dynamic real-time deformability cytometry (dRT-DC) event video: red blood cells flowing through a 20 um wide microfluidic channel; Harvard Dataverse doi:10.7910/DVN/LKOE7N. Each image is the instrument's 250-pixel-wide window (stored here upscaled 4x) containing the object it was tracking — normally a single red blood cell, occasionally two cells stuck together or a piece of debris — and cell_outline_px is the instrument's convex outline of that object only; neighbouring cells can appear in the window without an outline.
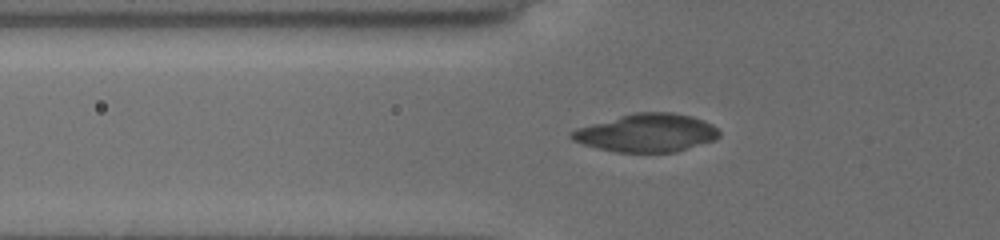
{"species": "common noctule bat (a hibernating species)", "species_latin": "Nyctalus noctula", "temperature_condition": "cold", "stored_images_in_passage": 35, "camera_frame_rate_fps": 3000, "um_per_image_px": 0.085, "animal": {"sex": "female", "body_mass_g": 19.5, "forearm_length_mm": 54.1}, "frame": {"image": 1, "passage_image": 7, "time_ms": 2.0, "image_size_px": [1000, 240], "cell_outline_px": [[720, 136], [716, 140], [676, 152], [616, 152], [596, 148], [572, 140], [568, 136], [568, 132], [576, 128], [620, 116], [636, 112], [672, 112], [692, 116], [704, 120], [712, 124], [720, 132]], "centroid_in_image_um": [54.98, 11.3], "position_along_channel_um": 70.8, "area_um2": 32.95}}
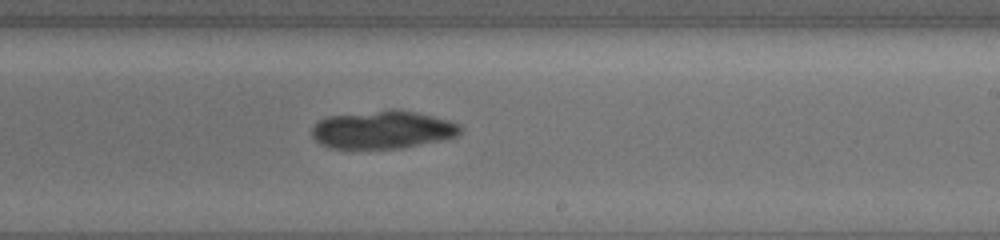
{"frame": {"image": 2, "passage_image": 22, "time_ms": 7.0, "image_size_px": [1000, 240], "cell_outline_px": [[464, 128], [456, 136], [444, 140], [400, 148], [328, 148], [320, 144], [312, 136], [312, 128], [320, 120], [328, 116], [392, 108], [400, 108], [448, 120], [460, 124]], "centroid_in_image_um": [32.55, 11.01], "position_along_channel_um": 256.4, "area_um2": 33.12}}
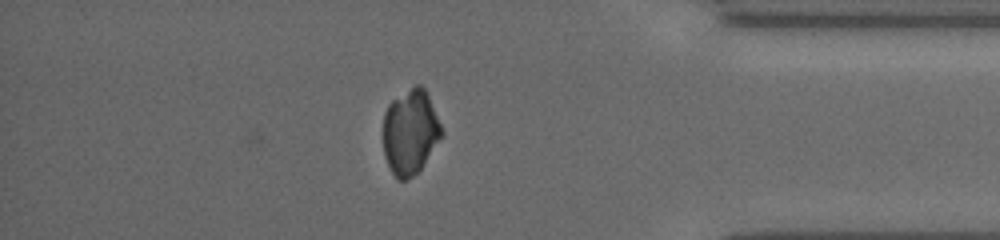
{"frame": {"image": 3, "passage_image": 35, "time_ms": 11.333, "image_size_px": [1000, 240], "cell_outline_px": [[444, 132], [420, 168], [408, 180], [396, 180], [384, 156], [384, 112], [388, 104], [392, 100], [416, 84], [420, 84], [424, 88], [428, 96]], "centroid_in_image_um": [34.85, 11.22], "position_along_channel_um": 400.3, "area_um2": 28.5}}